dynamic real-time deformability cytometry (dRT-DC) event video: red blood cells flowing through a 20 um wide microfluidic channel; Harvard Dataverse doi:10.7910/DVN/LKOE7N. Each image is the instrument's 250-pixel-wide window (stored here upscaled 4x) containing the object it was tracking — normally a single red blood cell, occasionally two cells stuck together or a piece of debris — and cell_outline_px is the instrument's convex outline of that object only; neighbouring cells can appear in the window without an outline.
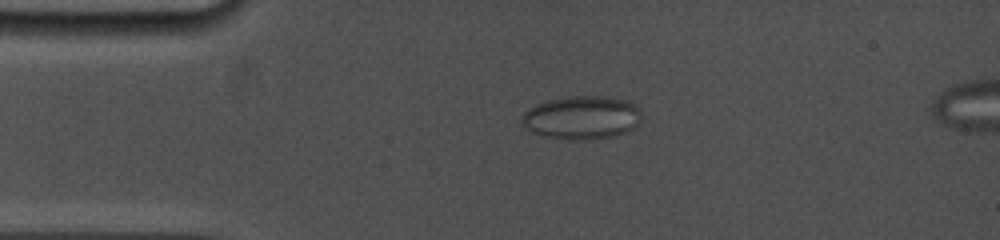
{"species": "common noctule bat (a hibernating species)", "species_latin": "Nyctalus noctula", "temperature_condition": "cold", "stored_images_in_passage": 6, "camera_frame_rate_fps": 5000, "um_per_image_px": 0.085, "animal": {"sex": "female", "body_mass_g": 19.0, "forearm_length_mm": 53.3}, "frame": {"image": 1, "passage_image": 2, "time_ms": 0.4, "image_size_px": [1000, 240], "cell_outline_px": [[640, 120], [632, 128], [616, 136], [584, 140], [568, 140], [540, 136], [532, 132], [520, 124], [520, 120], [524, 112], [528, 108], [536, 104], [548, 100], [572, 96], [600, 96], [628, 100], [636, 104], [640, 108]], "centroid_in_image_um": [49.41, 10.0], "position_along_channel_um": 35.6, "area_um2": 30.58}}
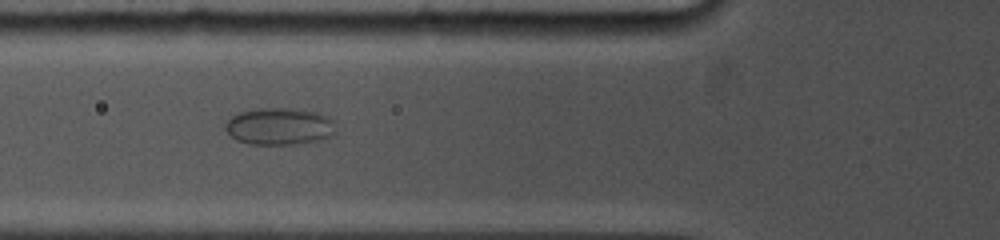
{"frame": {"image": 2, "passage_image": 5, "time_ms": 3.0, "image_size_px": [1000, 240], "cell_outline_px": [[336, 136], [328, 140], [296, 144], [248, 144], [236, 140], [224, 128], [224, 124], [232, 116], [240, 112], [260, 108], [292, 108], [316, 112], [332, 120], [336, 132]], "centroid_in_image_um": [23.79, 10.76], "position_along_channel_um": 102.0, "area_um2": 24.16}}